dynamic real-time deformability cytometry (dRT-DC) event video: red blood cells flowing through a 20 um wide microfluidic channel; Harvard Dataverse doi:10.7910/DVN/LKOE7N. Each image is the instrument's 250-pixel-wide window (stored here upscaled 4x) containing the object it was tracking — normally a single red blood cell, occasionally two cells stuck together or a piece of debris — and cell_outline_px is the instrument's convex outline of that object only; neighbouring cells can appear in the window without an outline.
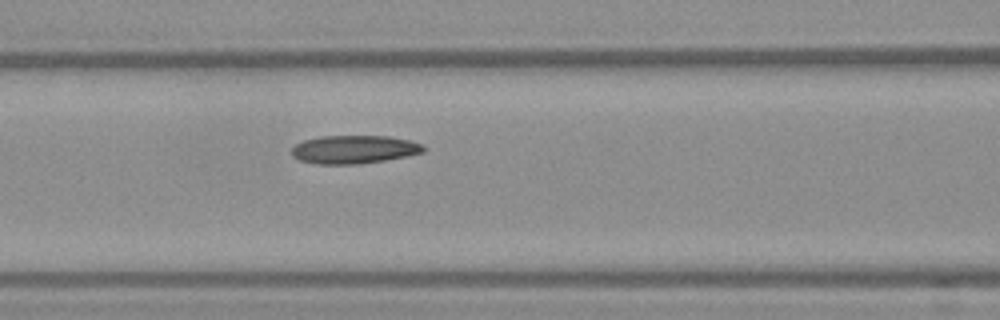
{"species": "Egyptian fruit bat (a non-hibernating species)", "species_latin": "Rousettus aegyptiacus", "temperature_condition": "warm", "stored_images_in_passage": 24, "camera_frame_rate_fps": 3000, "um_per_image_px": 0.085, "frame": {"image": 1, "passage_image": 17, "time_ms": 5.333, "image_size_px": [1000, 320], "cell_outline_px": [[428, 148], [424, 152], [408, 156], [360, 164], [312, 164], [300, 160], [292, 156], [292, 148], [296, 144], [304, 140], [320, 136], [388, 136], [408, 140], [424, 144]], "centroid_in_image_um": [30.12, 12.7], "position_along_channel_um": 136.5, "area_um2": 21.91}}